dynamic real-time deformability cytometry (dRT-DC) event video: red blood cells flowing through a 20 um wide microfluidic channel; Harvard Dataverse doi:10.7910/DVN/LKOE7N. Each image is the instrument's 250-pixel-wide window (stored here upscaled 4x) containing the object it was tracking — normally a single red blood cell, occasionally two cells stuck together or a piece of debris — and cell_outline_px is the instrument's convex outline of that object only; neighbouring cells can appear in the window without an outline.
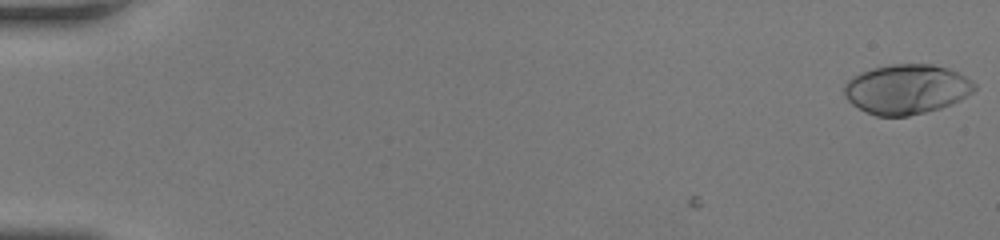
{"species": "human", "species_latin": "Homo sapiens", "temperature_condition": "room temperature", "stored_images_in_passage": 53, "segment_of_instrument_passage": [1, 2], "camera_frame_rate_fps": 3000, "um_per_image_px": 0.085, "donor": {"sex": "female"}, "frame": {"image": 1, "passage_image": 1, "time_ms": 0.0, "image_size_px": [1000, 240], "cell_outline_px": [[976, 88], [972, 92], [960, 100], [952, 104], [940, 108], [908, 116], [876, 116], [864, 112], [852, 104], [844, 96], [844, 84], [852, 76], [860, 72], [872, 68], [892, 64], [932, 64], [948, 68], [972, 80], [976, 84]], "centroid_in_image_um": [77.03, 7.58], "position_along_channel_um": 8.0, "area_um2": 37.92}}
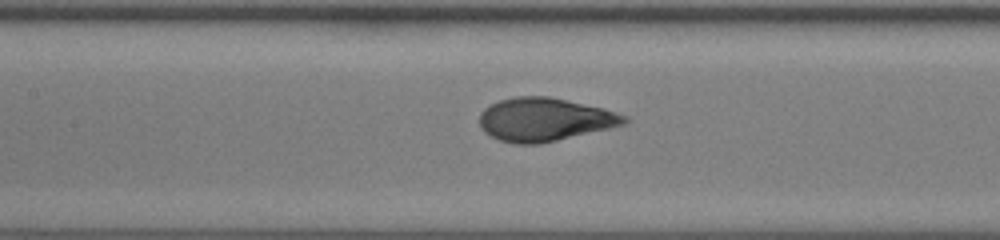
{"frame": {"image": 2, "passage_image": 26, "time_ms": 8.333, "image_size_px": [1000, 240], "cell_outline_px": [[628, 124], [540, 144], [512, 144], [500, 140], [484, 132], [480, 128], [480, 112], [484, 108], [500, 100], [516, 96], [548, 96], [604, 108], [628, 116]], "centroid_in_image_um": [46.3, 10.16], "position_along_channel_um": 161.1, "area_um2": 36.7}}
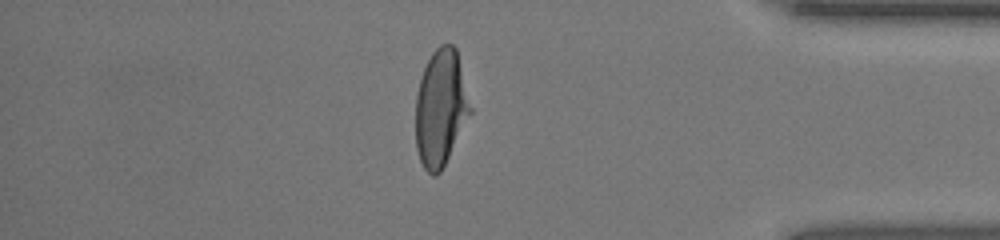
{"frame": {"image": 3, "passage_image": 45, "time_ms": 14.667, "image_size_px": [1000, 240], "cell_outline_px": [[472, 112], [440, 172], [436, 176], [432, 176], [424, 168], [420, 160], [416, 148], [416, 96], [420, 80], [424, 68], [432, 52], [440, 44], [452, 44], [456, 48], [472, 108]], "centroid_in_image_um": [37.46, 9.17], "position_along_channel_um": 397.7, "area_um2": 36.99}}